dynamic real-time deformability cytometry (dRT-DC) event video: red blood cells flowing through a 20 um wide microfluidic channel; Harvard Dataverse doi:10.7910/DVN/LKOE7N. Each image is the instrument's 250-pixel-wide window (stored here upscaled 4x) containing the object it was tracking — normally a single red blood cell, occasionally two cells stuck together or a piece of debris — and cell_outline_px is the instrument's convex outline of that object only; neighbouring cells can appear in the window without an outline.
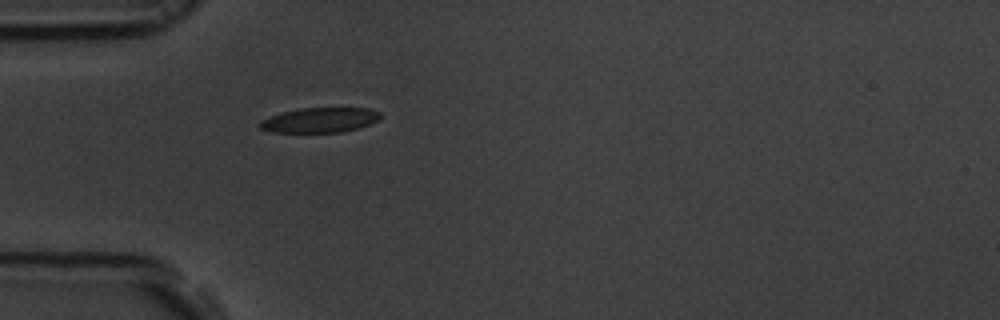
{"species": "common noctule bat (a hibernating species)", "species_latin": "Nyctalus noctula", "temperature_condition": "room temperature", "stored_images_in_passage": 39, "camera_frame_rate_fps": 3000, "um_per_image_px": 0.085, "animal": {"sex": "male", "body_mass_g": 19.5, "forearm_length_mm": 54.6}, "frame": {"image": 1, "passage_image": 1, "time_ms": 0.0, "image_size_px": [1000, 320], "cell_outline_px": [[384, 116], [380, 120], [360, 128], [344, 132], [272, 132], [260, 128], [256, 124], [260, 120], [284, 112], [300, 108], [368, 108], [380, 112]], "centroid_in_image_um": [27.24, 10.21], "position_along_channel_um": 57.8, "area_um2": 17.69}}
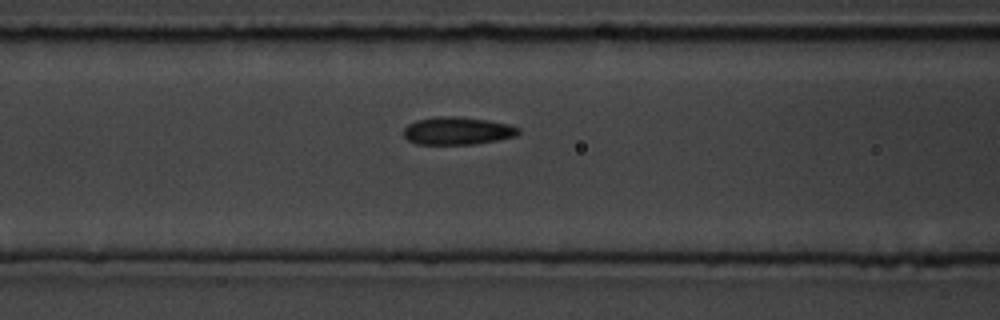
{"frame": {"image": 2, "passage_image": 7, "time_ms": 2.0, "image_size_px": [1000, 320], "cell_outline_px": [[520, 132], [516, 136], [496, 140], [472, 144], [416, 144], [408, 140], [404, 136], [404, 128], [408, 124], [416, 120], [436, 116], [456, 116], [488, 120], [508, 124], [520, 128]], "centroid_in_image_um": [38.87, 11.11], "position_along_channel_um": 127.7, "area_um2": 18.55}}
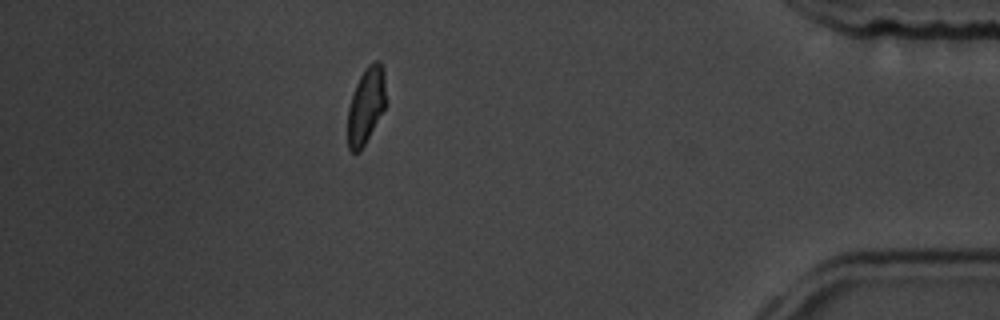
{"frame": {"image": 3, "passage_image": 33, "time_ms": 10.667, "image_size_px": [1000, 320], "cell_outline_px": [[388, 104], [364, 144], [356, 152], [352, 152], [348, 148], [348, 108], [356, 84], [360, 76], [368, 64], [376, 60], [380, 60], [384, 72]], "centroid_in_image_um": [31.16, 8.92], "position_along_channel_um": 404.0, "area_um2": 17.11}, "authors_computed_cell_mechanics": {"area_um2": 18.0336, "velocity_mm_per_s": 3.7131, "shape_relaxation_time_tau1_ms": 3.3972, "shape_relaxation_time_tau2_ms": 1.7968, "deformation_change_tau1": 0.1298, "deformation_change_tau2": 0.0713}}